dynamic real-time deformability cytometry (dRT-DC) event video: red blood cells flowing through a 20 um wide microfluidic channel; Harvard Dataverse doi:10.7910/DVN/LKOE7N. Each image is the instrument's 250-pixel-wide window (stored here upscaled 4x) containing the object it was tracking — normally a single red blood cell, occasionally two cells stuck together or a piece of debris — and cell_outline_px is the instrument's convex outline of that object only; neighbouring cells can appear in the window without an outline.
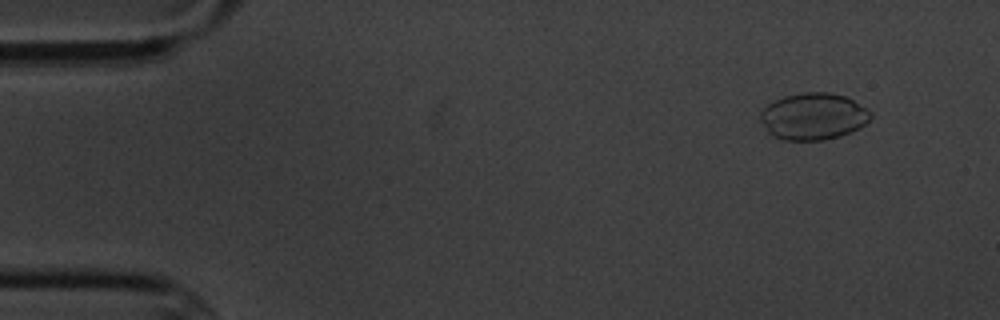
{"species": "common noctule bat (a hibernating species)", "species_latin": "Nyctalus noctula", "temperature_condition": "cold", "stored_images_in_passage": 4, "camera_frame_rate_fps": 3000, "um_per_image_px": 0.085, "animal": {"sex": "male", "body_mass_g": 20.1, "forearm_length_mm": 53.5}, "frame": {"image": 1, "passage_image": 1, "time_ms": 0.0, "image_size_px": [1000, 320], "cell_outline_px": [[872, 116], [860, 128], [852, 132], [840, 136], [824, 140], [784, 140], [772, 136], [768, 132], [760, 120], [760, 112], [768, 104], [784, 96], [804, 92], [828, 92], [844, 96], [852, 100], [872, 112]], "centroid_in_image_um": [69.12, 9.9], "position_along_channel_um": 15.9, "area_um2": 30.06}}